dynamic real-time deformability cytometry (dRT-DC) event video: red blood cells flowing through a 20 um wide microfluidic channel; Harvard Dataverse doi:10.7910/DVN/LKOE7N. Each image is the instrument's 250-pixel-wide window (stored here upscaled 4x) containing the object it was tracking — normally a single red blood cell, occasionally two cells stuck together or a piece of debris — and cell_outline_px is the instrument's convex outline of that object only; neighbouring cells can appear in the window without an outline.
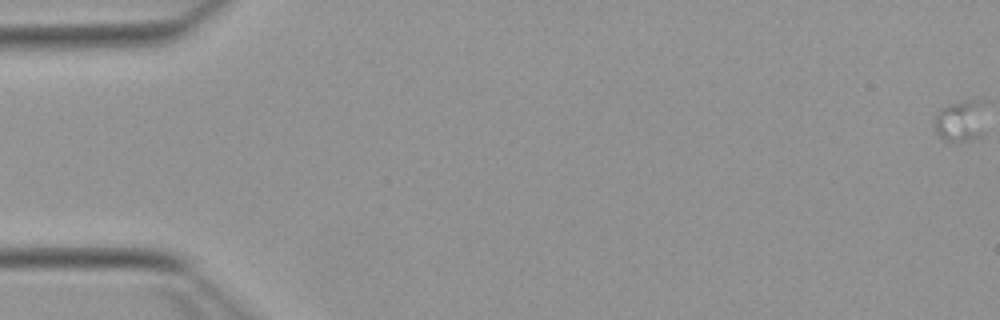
{"species": "Egyptian fruit bat (a non-hibernating species)", "species_latin": "Rousettus aegyptiacus", "temperature_condition": "warm", "stored_images_in_passage": 21, "camera_frame_rate_fps": 3000, "um_per_image_px": 0.085, "animal": {"sex": "female"}, "frame": {"image": 1, "passage_image": 1, "time_ms": 0.0, "image_size_px": [1000, 320], "cell_outline_px": [[984, 132], [980, 136], [972, 140], [944, 140], [936, 132], [932, 124], [940, 108], [948, 104], [964, 100], [980, 100]], "centroid_in_image_um": [81.58, 10.28], "position_along_channel_um": 3.4, "area_um2": 12.2}}
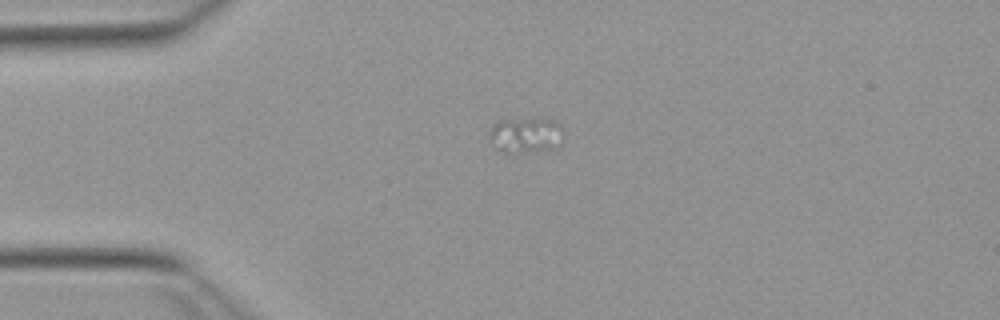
{"frame": {"image": 2, "passage_image": 15, "time_ms": 4.667, "image_size_px": [1000, 320], "cell_outline_px": [[564, 132], [560, 148], [496, 148], [488, 136], [488, 132], [492, 124], [500, 120], [556, 120], [564, 128]], "centroid_in_image_um": [44.76, 11.4], "position_along_channel_um": 40.2, "area_um2": 14.22}}